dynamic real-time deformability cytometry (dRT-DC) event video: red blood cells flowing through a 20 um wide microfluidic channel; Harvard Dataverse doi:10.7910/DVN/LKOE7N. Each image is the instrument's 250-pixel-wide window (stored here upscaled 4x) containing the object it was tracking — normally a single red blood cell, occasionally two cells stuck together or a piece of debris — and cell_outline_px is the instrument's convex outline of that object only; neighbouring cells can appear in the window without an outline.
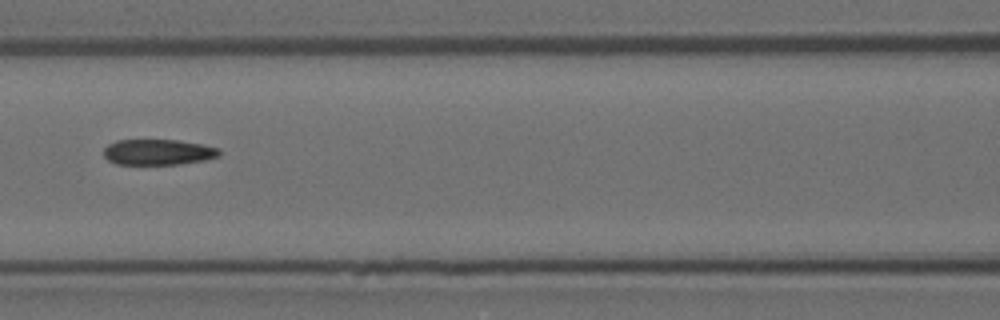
{"species": "Egyptian fruit bat (a non-hibernating species)", "species_latin": "Rousettus aegyptiacus", "temperature_condition": "room temperature", "stored_images_in_passage": 13, "camera_frame_rate_fps": 3000, "um_per_image_px": 0.085, "animal": {"sex": "female"}, "frame": {"image": 1, "passage_image": 6, "time_ms": 1.667, "image_size_px": [1000, 320], "cell_outline_px": [[220, 156], [204, 160], [180, 164], [116, 164], [108, 160], [104, 156], [104, 148], [108, 144], [116, 140], [180, 140], [220, 148]], "centroid_in_image_um": [13.44, 12.92], "position_along_channel_um": 153.2, "area_um2": 17.34}}
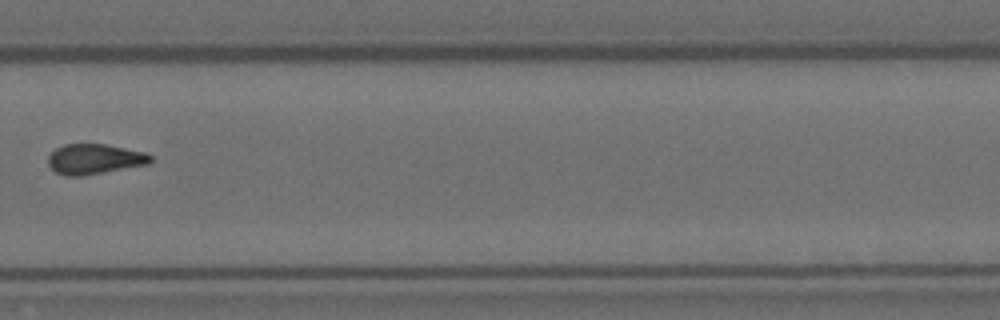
{"frame": {"image": 2, "passage_image": 10, "time_ms": 3.0, "image_size_px": [1000, 320], "cell_outline_px": [[152, 160], [148, 164], [84, 176], [64, 176], [56, 172], [48, 164], [48, 156], [56, 148], [64, 144], [104, 144], [144, 152], [152, 156]], "centroid_in_image_um": [8.01, 13.53], "position_along_channel_um": 321.8, "area_um2": 17.98}}
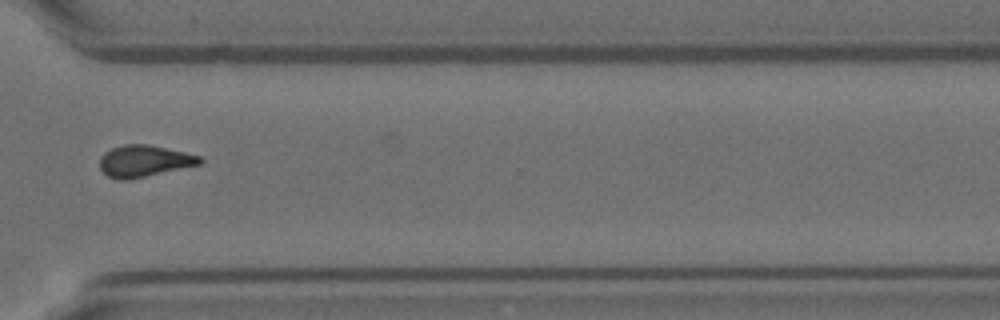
{"frame": {"image": 3, "passage_image": 11, "time_ms": 3.333, "image_size_px": [1000, 320], "cell_outline_px": [[204, 160], [200, 164], [128, 180], [120, 180], [108, 176], [100, 168], [100, 156], [104, 152], [112, 148], [124, 144], [148, 144], [184, 152], [200, 156]], "centroid_in_image_um": [12.23, 13.68], "position_along_channel_um": 358.4, "area_um2": 18.32}}